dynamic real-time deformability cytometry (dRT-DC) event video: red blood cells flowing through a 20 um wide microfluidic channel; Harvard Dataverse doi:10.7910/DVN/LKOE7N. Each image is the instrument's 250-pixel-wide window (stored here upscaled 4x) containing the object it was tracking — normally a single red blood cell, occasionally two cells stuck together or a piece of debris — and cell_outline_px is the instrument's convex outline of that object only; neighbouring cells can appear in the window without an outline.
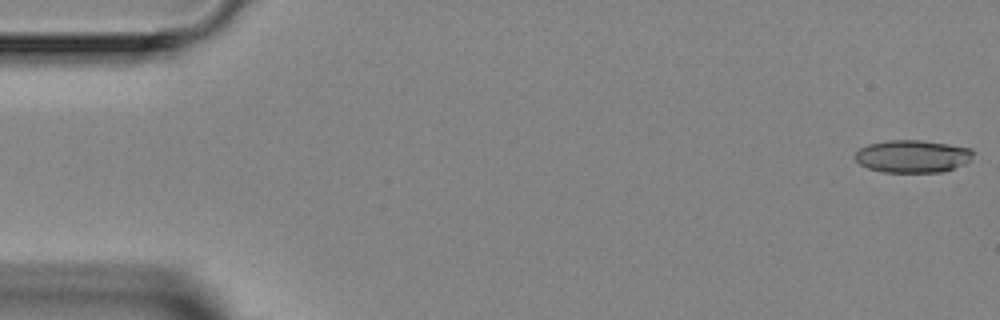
{"species": "Egyptian fruit bat (a non-hibernating species)", "species_latin": "Rousettus aegyptiacus", "temperature_condition": "room temperature", "stored_images_in_passage": 8, "camera_frame_rate_fps": 3000, "um_per_image_px": 0.085, "animal": {"sex": "female"}, "frame": {"image": 1, "passage_image": 1, "time_ms": 0.0, "image_size_px": [1000, 320], "cell_outline_px": [[972, 160], [964, 164], [944, 172], [884, 172], [868, 168], [860, 164], [852, 156], [860, 148], [868, 144], [888, 140], [920, 140], [948, 144], [972, 148]], "centroid_in_image_um": [77.56, 13.28], "position_along_channel_um": 7.4, "area_um2": 22.54}}
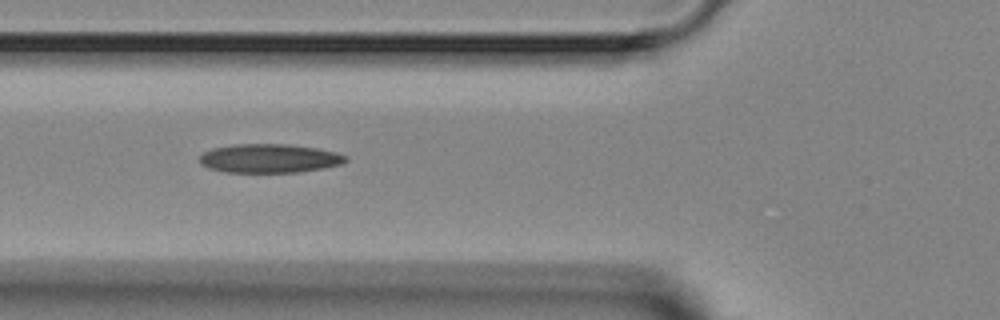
{"frame": {"image": 2, "passage_image": 6, "time_ms": 5.667, "image_size_px": [1000, 320], "cell_outline_px": [[348, 160], [344, 164], [324, 168], [300, 172], [224, 172], [208, 168], [200, 164], [200, 156], [204, 152], [212, 148], [236, 144], [288, 144], [316, 148], [336, 152], [348, 156]], "centroid_in_image_um": [22.93, 13.46], "position_along_channel_um": 102.9, "area_um2": 24.74}}
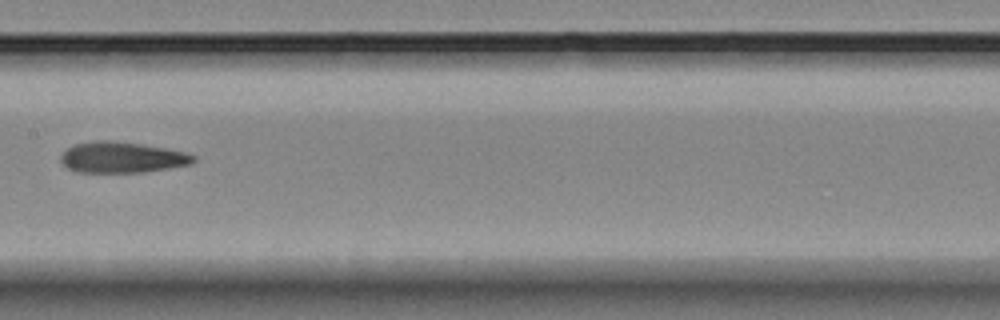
{"frame": {"image": 3, "passage_image": 8, "time_ms": 8.0, "image_size_px": [1000, 320], "cell_outline_px": [[196, 160], [192, 164], [144, 172], [80, 172], [68, 168], [60, 160], [60, 156], [72, 144], [96, 140], [112, 140], [140, 144], [164, 148], [184, 152], [196, 156]], "centroid_in_image_um": [10.36, 13.37], "position_along_channel_um": 197.0, "area_um2": 23.81}}